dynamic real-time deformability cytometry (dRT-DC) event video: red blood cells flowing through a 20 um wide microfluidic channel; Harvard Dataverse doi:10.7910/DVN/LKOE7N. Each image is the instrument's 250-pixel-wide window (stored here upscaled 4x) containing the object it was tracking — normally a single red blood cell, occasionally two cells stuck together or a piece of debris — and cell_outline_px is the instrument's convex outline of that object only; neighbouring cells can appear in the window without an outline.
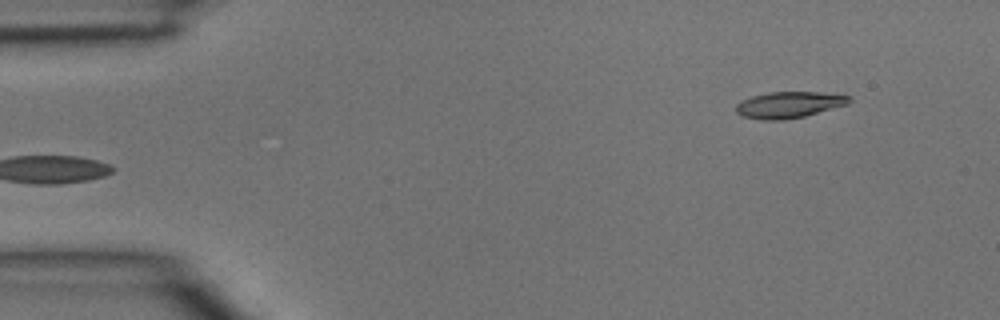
{"species": "common noctule bat (a hibernating species)", "species_latin": "Nyctalus noctula", "temperature_condition": "room temperature", "stored_images_in_passage": 3, "camera_frame_rate_fps": 3000, "um_per_image_px": 0.085, "animal": {"sex": "male", "body_mass_g": 15.6}, "frame": {"image": 1, "passage_image": 3, "time_ms": 0.667, "image_size_px": [1000, 320], "cell_outline_px": [[852, 100], [848, 104], [804, 116], [784, 120], [764, 120], [740, 116], [736, 112], [736, 104], [740, 100], [752, 96], [768, 92], [820, 92], [852, 96]], "centroid_in_image_um": [67.04, 8.9], "position_along_channel_um": 18.0, "area_um2": 17.46}}